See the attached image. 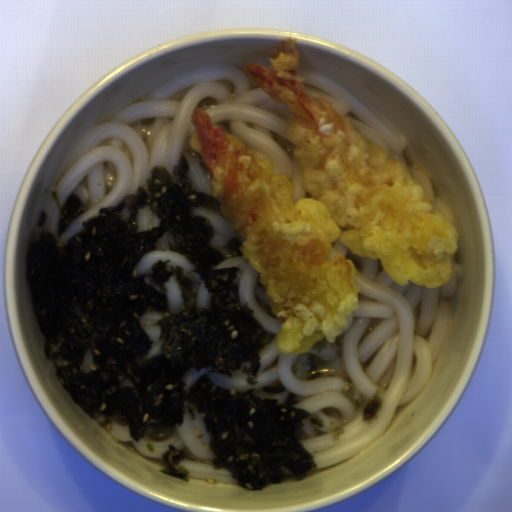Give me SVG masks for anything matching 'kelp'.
<instances>
[{
    "label": "kelp",
    "mask_w": 512,
    "mask_h": 512,
    "mask_svg": "<svg viewBox=\"0 0 512 512\" xmlns=\"http://www.w3.org/2000/svg\"><path fill=\"white\" fill-rule=\"evenodd\" d=\"M47 217H48L47 213H45L43 210L40 211L36 227L43 226L45 221H46V219H47Z\"/></svg>",
    "instance_id": "kelp-8"
},
{
    "label": "kelp",
    "mask_w": 512,
    "mask_h": 512,
    "mask_svg": "<svg viewBox=\"0 0 512 512\" xmlns=\"http://www.w3.org/2000/svg\"><path fill=\"white\" fill-rule=\"evenodd\" d=\"M261 389L269 394H279L284 393L286 391V386L284 382L278 380L269 385H265Z\"/></svg>",
    "instance_id": "kelp-6"
},
{
    "label": "kelp",
    "mask_w": 512,
    "mask_h": 512,
    "mask_svg": "<svg viewBox=\"0 0 512 512\" xmlns=\"http://www.w3.org/2000/svg\"><path fill=\"white\" fill-rule=\"evenodd\" d=\"M313 351H317L316 354H320L323 350H328V342L325 337L322 340L316 341L310 348Z\"/></svg>",
    "instance_id": "kelp-7"
},
{
    "label": "kelp",
    "mask_w": 512,
    "mask_h": 512,
    "mask_svg": "<svg viewBox=\"0 0 512 512\" xmlns=\"http://www.w3.org/2000/svg\"><path fill=\"white\" fill-rule=\"evenodd\" d=\"M185 458L186 452L176 449L173 444H169L161 455L162 467L159 472L170 477H177L188 481V471L179 467V465L185 461Z\"/></svg>",
    "instance_id": "kelp-4"
},
{
    "label": "kelp",
    "mask_w": 512,
    "mask_h": 512,
    "mask_svg": "<svg viewBox=\"0 0 512 512\" xmlns=\"http://www.w3.org/2000/svg\"><path fill=\"white\" fill-rule=\"evenodd\" d=\"M341 394L350 401L357 413H360L362 423H373L384 403L382 393L375 391L371 397L364 395L354 384H344Z\"/></svg>",
    "instance_id": "kelp-2"
},
{
    "label": "kelp",
    "mask_w": 512,
    "mask_h": 512,
    "mask_svg": "<svg viewBox=\"0 0 512 512\" xmlns=\"http://www.w3.org/2000/svg\"><path fill=\"white\" fill-rule=\"evenodd\" d=\"M191 140L171 172L153 167L145 185L83 221L65 245L50 232L32 241L24 259L25 279L44 352L58 382L100 427L119 423L136 443L157 442L186 417L195 421L199 416L210 440L208 462L225 469L237 485L251 491L289 477L301 482L318 466L303 445L304 422L322 428L324 420L293 407L299 395L287 393L280 404L259 398L255 388L225 390L206 374L185 390L184 377L191 370L231 378L242 362H250L241 368L246 383H259L260 355L275 341L248 302L241 305L234 280L240 268H216L244 256L243 238L212 248L211 221L192 215L196 207L224 214L218 199L197 191L188 178L189 159L210 174ZM145 206L160 223L137 232L136 216ZM165 232L174 239L169 250L182 254L205 280L212 295L209 307L195 308L194 282L170 260H159L147 274L135 272V264ZM173 275L184 302L177 314L169 313L165 293ZM151 310L162 316L155 325H160L163 349L146 359L152 343L140 317ZM90 348L94 368L85 374L81 363Z\"/></svg>",
    "instance_id": "kelp-1"
},
{
    "label": "kelp",
    "mask_w": 512,
    "mask_h": 512,
    "mask_svg": "<svg viewBox=\"0 0 512 512\" xmlns=\"http://www.w3.org/2000/svg\"><path fill=\"white\" fill-rule=\"evenodd\" d=\"M51 196L59 209L57 222V233L59 237L86 211V205L81 197L73 192L68 195L63 205L60 202L58 191H51Z\"/></svg>",
    "instance_id": "kelp-3"
},
{
    "label": "kelp",
    "mask_w": 512,
    "mask_h": 512,
    "mask_svg": "<svg viewBox=\"0 0 512 512\" xmlns=\"http://www.w3.org/2000/svg\"><path fill=\"white\" fill-rule=\"evenodd\" d=\"M300 364L305 366L306 379L308 381L317 380L321 376L322 370L313 353L307 351L306 354H301Z\"/></svg>",
    "instance_id": "kelp-5"
}]
</instances>
